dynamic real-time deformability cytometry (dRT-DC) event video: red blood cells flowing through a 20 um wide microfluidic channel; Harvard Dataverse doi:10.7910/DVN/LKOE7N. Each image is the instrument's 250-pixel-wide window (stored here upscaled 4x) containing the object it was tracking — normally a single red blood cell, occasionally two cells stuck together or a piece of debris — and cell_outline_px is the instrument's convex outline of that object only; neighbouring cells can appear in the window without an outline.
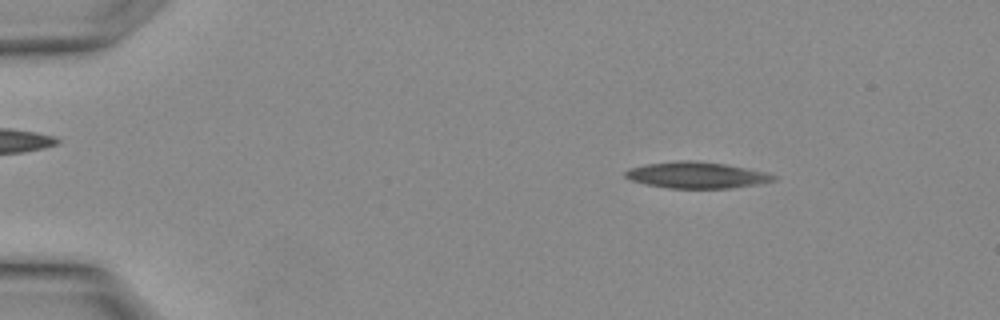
{"species": "Egyptian fruit bat (a non-hibernating species)", "species_latin": "Rousettus aegyptiacus", "temperature_condition": "warm", "stored_images_in_passage": 3, "camera_frame_rate_fps": 3000, "um_per_image_px": 0.085, "animal": {"sex": "female"}, "frame": {"image": 1, "passage_image": 2, "time_ms": 0.333, "image_size_px": [1000, 320], "cell_outline_px": [[776, 180], [756, 184], [732, 188], [668, 188], [644, 184], [632, 180], [624, 176], [624, 172], [628, 168], [644, 164], [680, 160], [692, 160], [724, 164], [764, 172], [776, 176]], "centroid_in_image_um": [59.14, 14.88], "position_along_channel_um": 25.9, "area_um2": 22.6}}